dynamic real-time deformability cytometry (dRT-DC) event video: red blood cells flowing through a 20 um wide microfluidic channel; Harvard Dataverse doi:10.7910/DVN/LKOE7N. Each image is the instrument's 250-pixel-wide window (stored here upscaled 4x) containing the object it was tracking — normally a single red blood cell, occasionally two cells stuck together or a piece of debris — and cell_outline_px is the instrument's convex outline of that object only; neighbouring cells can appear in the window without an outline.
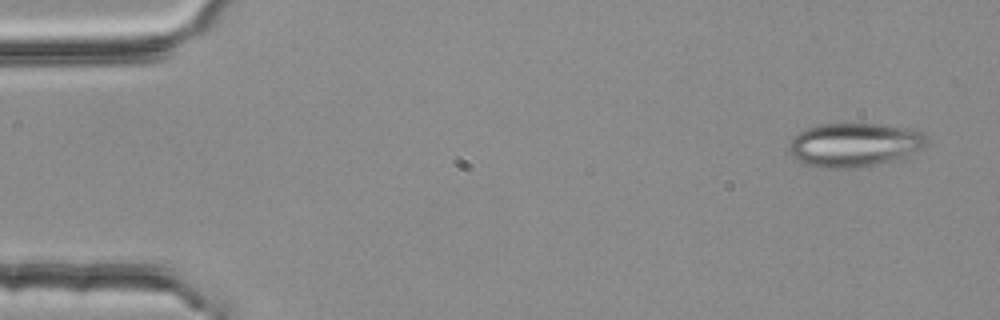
{"species": "common noctule bat (a hibernating species)", "species_latin": "Nyctalus noctula", "temperature_condition": "room temperature", "stored_images_in_passage": 4, "camera_frame_rate_fps": 3000, "um_per_image_px": 0.085, "animal": {"sex": "female", "body_mass_g": 25.1}, "frame": {"image": 1, "passage_image": 1, "time_ms": 0.0, "image_size_px": [1000, 320], "cell_outline_px": [[928, 140], [924, 148], [904, 156], [876, 164], [856, 168], [816, 168], [792, 156], [788, 148], [788, 144], [792, 136], [804, 128], [820, 124], [884, 124], [916, 128]], "centroid_in_image_um": [72.6, 12.29], "position_along_channel_um": 12.4, "area_um2": 35.37}}